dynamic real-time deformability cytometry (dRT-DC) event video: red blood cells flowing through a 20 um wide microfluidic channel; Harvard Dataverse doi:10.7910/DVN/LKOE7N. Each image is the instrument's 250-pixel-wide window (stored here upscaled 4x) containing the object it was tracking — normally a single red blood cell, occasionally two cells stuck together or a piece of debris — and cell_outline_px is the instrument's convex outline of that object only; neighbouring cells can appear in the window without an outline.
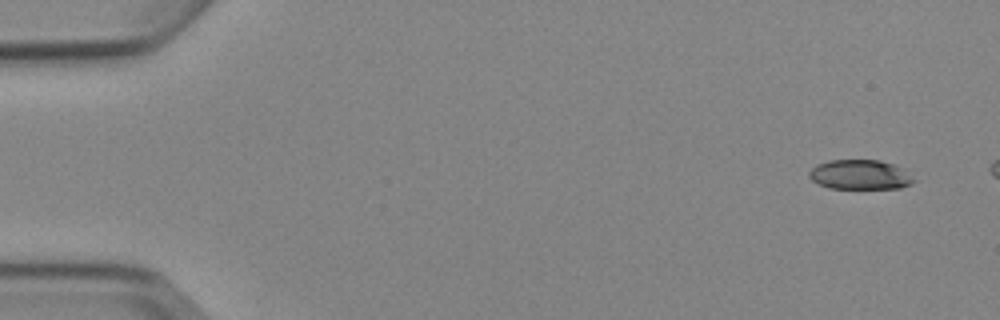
{"species": "Egyptian fruit bat (a non-hibernating species)", "species_latin": "Rousettus aegyptiacus", "temperature_condition": "cold", "stored_images_in_passage": 4, "camera_frame_rate_fps": 3000, "um_per_image_px": 0.085, "animal": {"sex": "female"}, "frame": {"image": 1, "passage_image": 1, "time_ms": 0.0, "image_size_px": [1000, 320], "cell_outline_px": [[916, 180], [912, 184], [900, 188], [828, 188], [812, 180], [808, 176], [808, 172], [816, 164], [828, 160], [880, 160], [896, 164], [904, 168]], "centroid_in_image_um": [73.13, 14.83], "position_along_channel_um": 11.9, "area_um2": 18.32}}